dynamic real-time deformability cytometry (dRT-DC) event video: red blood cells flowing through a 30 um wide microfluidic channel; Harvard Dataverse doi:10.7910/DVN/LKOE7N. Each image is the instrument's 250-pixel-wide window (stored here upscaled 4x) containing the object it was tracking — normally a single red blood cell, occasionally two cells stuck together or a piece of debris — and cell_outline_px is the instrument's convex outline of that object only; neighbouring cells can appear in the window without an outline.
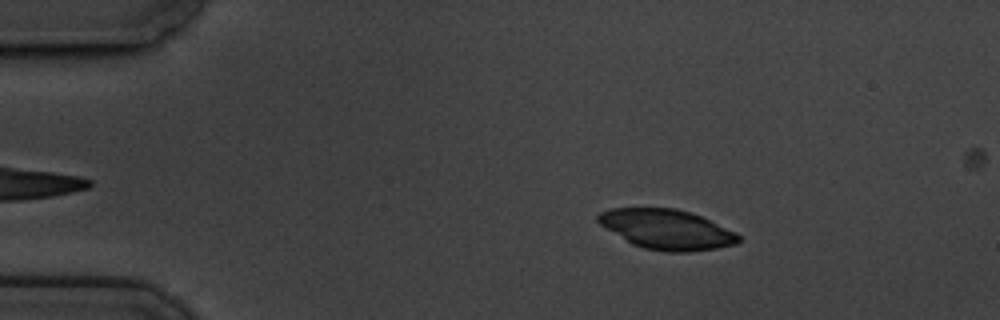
{"species": "common noctule bat (a hibernating species)", "species_latin": "Nyctalus noctula", "temperature_condition": "cold", "stored_images_in_passage": 59, "camera_frame_rate_fps": 3000, "um_per_image_px": 0.085, "animal": {"sex": "male", "body_mass_g": 19.5, "forearm_length_mm": 54.6}, "frame": {"image": 1, "passage_image": 10, "time_ms": 3.0, "image_size_px": [1000, 320], "cell_outline_px": [[740, 240], [736, 244], [716, 248], [688, 252], [668, 252], [644, 248], [632, 244], [600, 224], [596, 220], [596, 216], [600, 212], [608, 208], [676, 208], [700, 216], [736, 232], [740, 236]], "centroid_in_image_um": [56.66, 19.49], "position_along_channel_um": 28.3, "area_um2": 32.43}}